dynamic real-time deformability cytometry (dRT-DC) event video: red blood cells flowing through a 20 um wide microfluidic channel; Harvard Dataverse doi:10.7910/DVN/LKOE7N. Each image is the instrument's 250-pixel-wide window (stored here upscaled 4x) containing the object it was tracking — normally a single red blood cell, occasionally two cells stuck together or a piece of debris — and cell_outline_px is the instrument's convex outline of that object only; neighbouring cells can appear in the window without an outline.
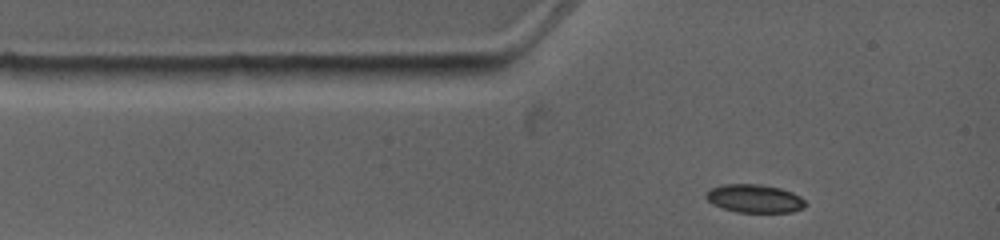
{"species": "common noctule bat (a hibernating species)", "species_latin": "Nyctalus noctula", "temperature_condition": "warm", "stored_images_in_passage": 2, "camera_frame_rate_fps": 4500, "um_per_image_px": 0.085, "animal": {"sex": "female", "body_mass_g": 19.0, "forearm_length_mm": 53.3}, "frame": {"image": 1, "passage_image": 1, "time_ms": 0.0, "image_size_px": [1000, 240], "cell_outline_px": [[808, 204], [804, 208], [792, 212], [736, 212], [712, 204], [704, 196], [704, 192], [720, 184], [760, 184], [780, 188], [792, 192], [800, 196]], "centroid_in_image_um": [64.13, 16.87], "position_along_channel_um": 20.9, "area_um2": 16.53}}